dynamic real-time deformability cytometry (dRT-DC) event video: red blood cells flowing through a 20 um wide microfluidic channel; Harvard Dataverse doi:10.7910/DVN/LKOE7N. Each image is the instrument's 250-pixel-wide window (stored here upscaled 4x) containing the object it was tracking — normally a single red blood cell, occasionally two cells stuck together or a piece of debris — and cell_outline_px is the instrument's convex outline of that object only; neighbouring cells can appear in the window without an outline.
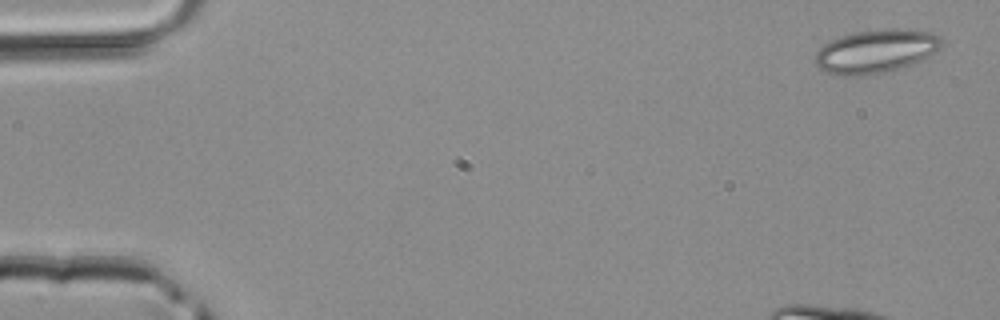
{"species": "common noctule bat (a hibernating species)", "species_latin": "Nyctalus noctula", "temperature_condition": "room temperature", "stored_images_in_passage": 5, "camera_frame_rate_fps": 3000, "um_per_image_px": 0.085, "animal": {"sex": "male", "body_mass_g": 20.4}, "frame": {"image": 1, "passage_image": 1, "time_ms": 0.0, "image_size_px": [1000, 320], "cell_outline_px": [[940, 48], [924, 60], [912, 64], [884, 72], [868, 76], [844, 76], [824, 72], [816, 64], [816, 52], [824, 44], [840, 36], [856, 32], [888, 28], [928, 32], [940, 36]], "centroid_in_image_um": [74.43, 4.38], "position_along_channel_um": 10.6, "area_um2": 31.85}}